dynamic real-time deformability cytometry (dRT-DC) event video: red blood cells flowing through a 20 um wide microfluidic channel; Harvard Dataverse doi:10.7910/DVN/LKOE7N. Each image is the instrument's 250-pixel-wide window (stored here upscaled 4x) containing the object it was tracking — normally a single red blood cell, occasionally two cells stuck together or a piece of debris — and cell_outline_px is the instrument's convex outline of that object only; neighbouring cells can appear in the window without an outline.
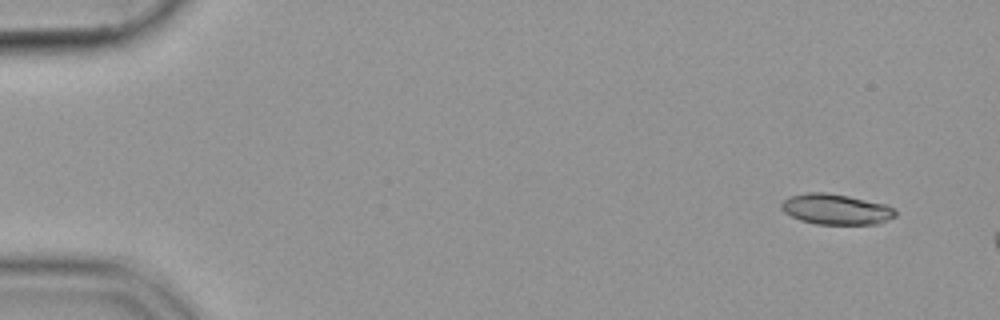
{"species": "common noctule bat (a hibernating species)", "species_latin": "Nyctalus noctula", "temperature_condition": "cold", "stored_images_in_passage": 7, "camera_frame_rate_fps": 3000, "um_per_image_px": 0.085, "animal": {"sex": "female", "body_mass_g": 19.9}, "frame": {"image": 1, "passage_image": 1, "time_ms": 0.0, "image_size_px": [1000, 320], "cell_outline_px": [[896, 216], [880, 224], [816, 224], [800, 220], [784, 212], [780, 208], [780, 204], [788, 196], [804, 192], [824, 192], [848, 196], [884, 204], [896, 208]], "centroid_in_image_um": [71.05, 17.78], "position_along_channel_um": 14.0, "area_um2": 20.46}}